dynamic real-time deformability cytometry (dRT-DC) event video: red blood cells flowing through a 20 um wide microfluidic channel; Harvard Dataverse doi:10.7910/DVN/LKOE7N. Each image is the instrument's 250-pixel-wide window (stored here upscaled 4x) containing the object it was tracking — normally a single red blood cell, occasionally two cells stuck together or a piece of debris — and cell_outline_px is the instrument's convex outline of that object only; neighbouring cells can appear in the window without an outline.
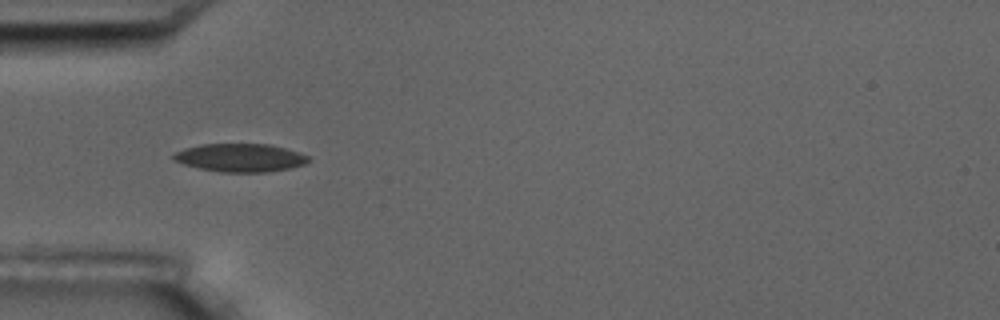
{"species": "common noctule bat (a hibernating species)", "species_latin": "Nyctalus noctula", "temperature_condition": "room temperature", "stored_images_in_passage": 14, "camera_frame_rate_fps": 3000, "um_per_image_px": 0.085, "animal": {"sex": "male", "body_mass_g": 17.5, "forearm_length_mm": 52.3}, "frame": {"image": 1, "passage_image": 4, "time_ms": 4.333, "image_size_px": [1000, 320], "cell_outline_px": [[308, 160], [304, 164], [288, 168], [268, 172], [220, 172], [200, 168], [184, 164], [172, 160], [172, 156], [176, 152], [184, 148], [200, 144], [272, 144], [308, 156]], "centroid_in_image_um": [20.37, 13.4], "position_along_channel_um": 64.6, "area_um2": 21.96}}
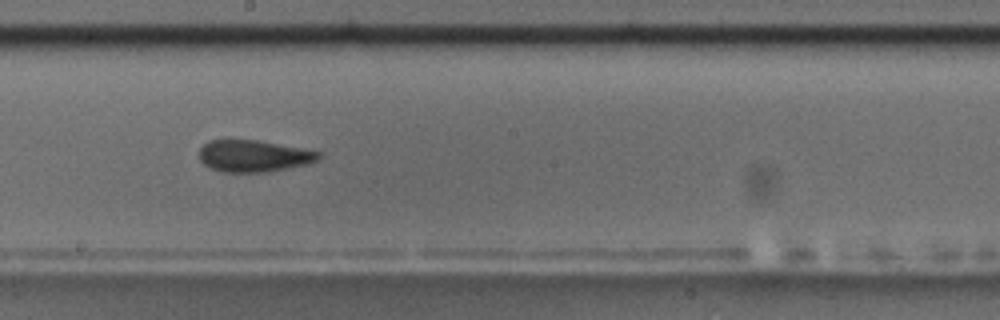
{"frame": {"image": 2, "passage_image": 8, "time_ms": 9.0, "image_size_px": [1000, 320], "cell_outline_px": [[324, 152], [316, 160], [308, 164], [264, 172], [224, 172], [212, 168], [204, 164], [200, 160], [200, 148], [208, 140], [256, 140]], "centroid_in_image_um": [21.57, 13.25], "position_along_channel_um": 226.6, "area_um2": 21.91}}
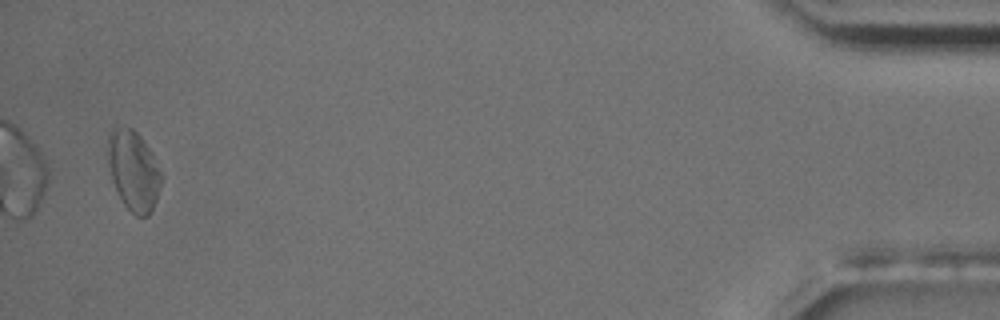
{"frame": {"image": 3, "passage_image": 14, "time_ms": 17.0, "image_size_px": [1000, 320], "cell_outline_px": [[164, 176], [156, 200], [148, 216], [136, 216], [124, 204], [112, 180], [108, 164], [108, 132], [116, 124], [132, 128], [144, 140], [152, 152]], "centroid_in_image_um": [11.36, 14.44], "position_along_channel_um": 423.8, "area_um2": 25.2}, "authors_computed_cell_mechanics": {"area_um2": 22.3397, "velocity_mm_per_s": 3.5006, "shape_relaxation_time_tau1_ms": 3.0178, "shape_relaxation_time_tau2_ms": 4.8663, "deformation_change_tau1": 0.0809, "deformation_change_tau2": 0.0955}}